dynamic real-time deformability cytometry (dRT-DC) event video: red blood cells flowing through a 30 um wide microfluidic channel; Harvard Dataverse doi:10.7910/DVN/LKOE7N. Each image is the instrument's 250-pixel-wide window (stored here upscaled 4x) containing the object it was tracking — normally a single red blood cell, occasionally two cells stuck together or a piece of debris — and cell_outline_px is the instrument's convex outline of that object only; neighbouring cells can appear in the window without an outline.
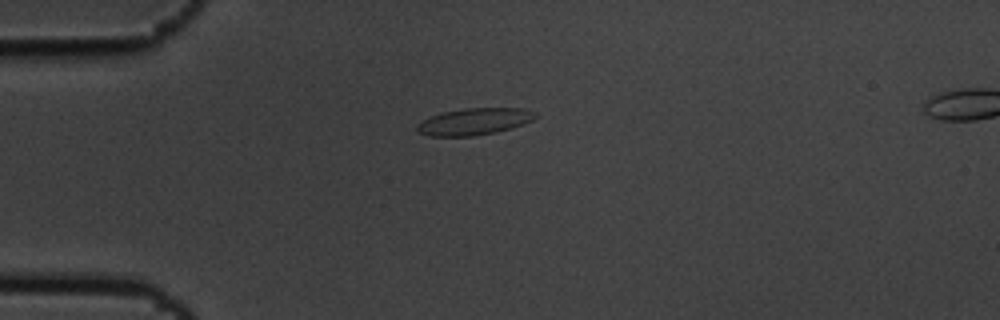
{"species": "common noctule bat (a hibernating species)", "species_latin": "Nyctalus noctula", "temperature_condition": "cold", "stored_images_in_passage": 6, "camera_frame_rate_fps": 3000, "um_per_image_px": 0.085, "animal": {"sex": "male", "body_mass_g": 19.5, "forearm_length_mm": 54.6}, "frame": {"image": 1, "passage_image": 1, "time_ms": 0.0, "image_size_px": [1000, 320], "cell_outline_px": [[536, 116], [532, 120], [524, 124], [512, 128], [496, 132], [472, 136], [432, 136], [416, 132], [416, 124], [440, 112], [464, 108], [524, 108], [536, 112]], "centroid_in_image_um": [40.31, 10.33], "position_along_channel_um": 44.7, "area_um2": 18.55}}
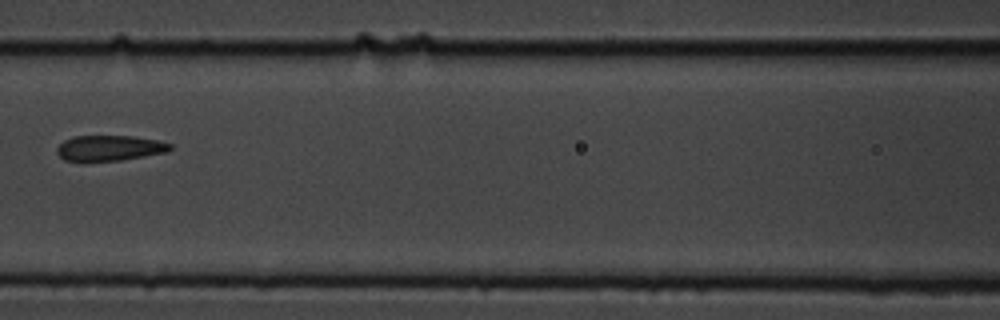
{"frame": {"image": 2, "passage_image": 4, "time_ms": 1.0, "image_size_px": [1000, 320], "cell_outline_px": [[172, 148], [168, 152], [120, 160], [84, 164], [80, 164], [64, 160], [56, 152], [56, 148], [64, 140], [72, 136], [132, 136], [156, 140], [172, 144]], "centroid_in_image_um": [9.23, 12.62], "position_along_channel_um": 157.4, "area_um2": 17.46}}
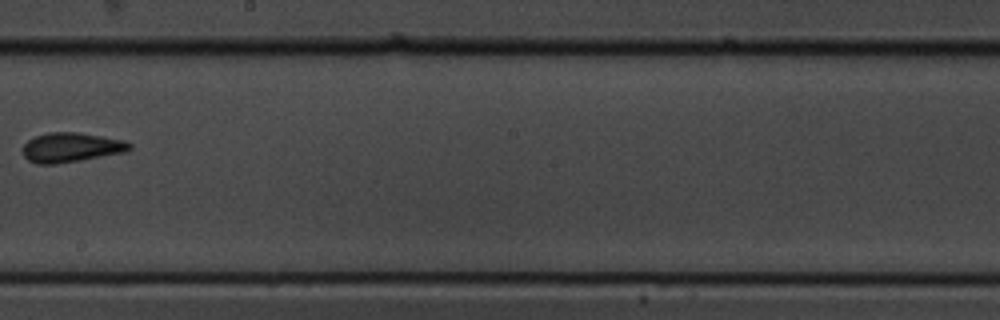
{"frame": {"image": 3, "passage_image": 6, "time_ms": 1.667, "image_size_px": [1000, 320], "cell_outline_px": [[132, 148], [124, 152], [80, 160], [56, 164], [36, 164], [28, 160], [24, 156], [24, 144], [28, 140], [36, 136], [48, 132], [76, 132], [124, 140], [132, 144]], "centroid_in_image_um": [6.04, 12.53], "position_along_channel_um": 242.2, "area_um2": 18.21}}